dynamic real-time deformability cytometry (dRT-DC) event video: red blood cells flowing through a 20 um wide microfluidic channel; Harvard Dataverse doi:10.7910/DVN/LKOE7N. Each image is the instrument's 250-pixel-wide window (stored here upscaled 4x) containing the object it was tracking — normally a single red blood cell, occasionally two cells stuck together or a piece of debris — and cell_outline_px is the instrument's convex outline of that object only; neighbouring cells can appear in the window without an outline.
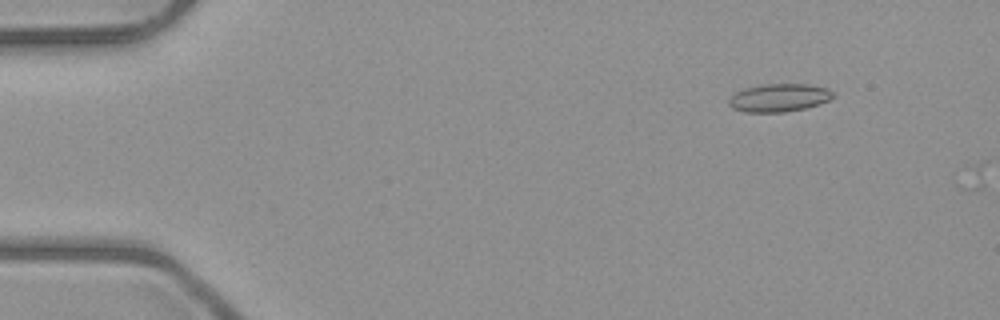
{"species": "common noctule bat (a hibernating species)", "species_latin": "Nyctalus noctula", "temperature_condition": "room temperature", "stored_images_in_passage": 5, "camera_frame_rate_fps": 3000, "um_per_image_px": 0.085, "animal": {"sex": "male", "body_mass_g": 23.1, "forearm_length_mm": 52.7}, "frame": {"image": 1, "passage_image": 2, "time_ms": 1.333, "image_size_px": [1000, 320], "cell_outline_px": [[836, 96], [820, 104], [804, 108], [784, 112], [748, 112], [732, 108], [728, 104], [728, 100], [736, 92], [744, 88], [760, 84], [808, 84], [828, 88], [836, 92]], "centroid_in_image_um": [66.26, 8.29], "position_along_channel_um": 18.7, "area_um2": 17.17}}
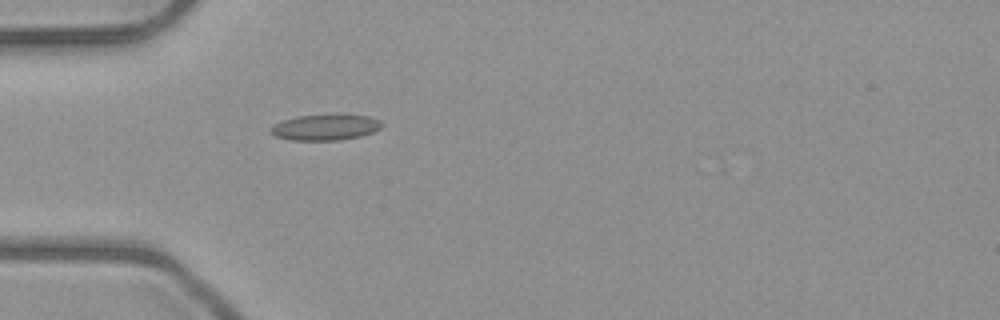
{"frame": {"image": 2, "passage_image": 5, "time_ms": 4.667, "image_size_px": [1000, 320], "cell_outline_px": [[384, 124], [380, 128], [372, 132], [360, 136], [336, 140], [292, 140], [276, 136], [272, 132], [272, 128], [276, 124], [284, 120], [296, 116], [336, 112], [344, 112], [368, 116], [380, 120]], "centroid_in_image_um": [27.74, 10.76], "position_along_channel_um": 57.3, "area_um2": 17.17}}